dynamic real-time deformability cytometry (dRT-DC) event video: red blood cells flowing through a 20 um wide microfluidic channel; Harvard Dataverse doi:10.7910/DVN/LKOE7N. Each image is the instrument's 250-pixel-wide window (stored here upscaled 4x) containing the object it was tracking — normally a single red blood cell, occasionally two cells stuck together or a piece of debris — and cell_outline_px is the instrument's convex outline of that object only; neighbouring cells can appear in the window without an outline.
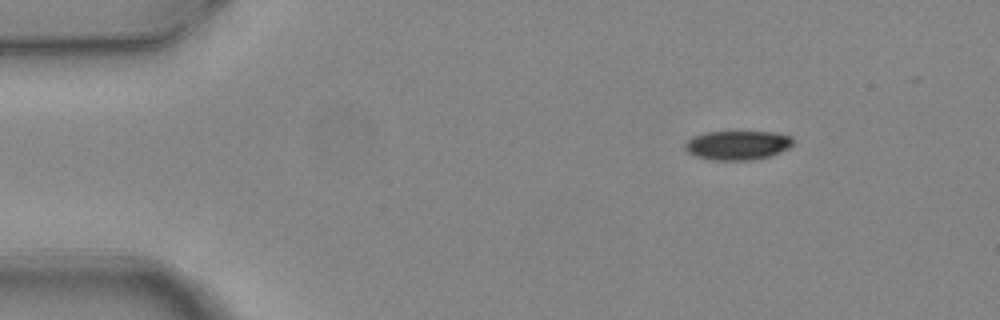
{"species": "common noctule bat (a hibernating species)", "species_latin": "Nyctalus noctula", "temperature_condition": "warm", "stored_images_in_passage": 3, "camera_frame_rate_fps": 3000, "um_per_image_px": 0.085, "animal": {"sex": "female", "body_mass_g": 24.6, "forearm_length_mm": 56.2}, "frame": {"image": 1, "passage_image": 1, "time_ms": 0.0, "image_size_px": [1000, 320], "cell_outline_px": [[792, 144], [788, 148], [780, 152], [768, 156], [752, 160], [712, 160], [696, 156], [688, 152], [684, 148], [684, 144], [688, 140], [704, 132], [776, 132], [792, 136]], "centroid_in_image_um": [62.69, 12.34], "position_along_channel_um": 22.3, "area_um2": 18.26}}